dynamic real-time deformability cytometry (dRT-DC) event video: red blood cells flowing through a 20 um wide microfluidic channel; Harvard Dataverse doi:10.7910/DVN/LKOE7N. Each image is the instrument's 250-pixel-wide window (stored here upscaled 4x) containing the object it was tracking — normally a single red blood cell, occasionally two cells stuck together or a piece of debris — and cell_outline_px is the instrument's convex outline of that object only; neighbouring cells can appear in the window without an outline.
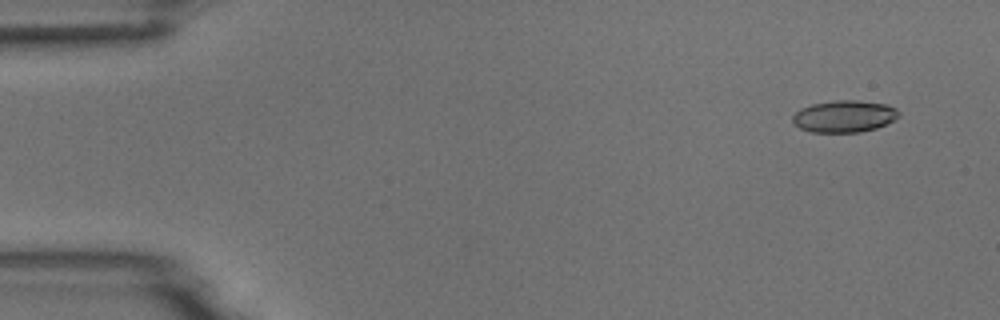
{"species": "common noctule bat (a hibernating species)", "species_latin": "Nyctalus noctula", "temperature_condition": "room temperature", "stored_images_in_passage": 6, "camera_frame_rate_fps": 3000, "um_per_image_px": 0.085, "animal": {"sex": "male", "body_mass_g": 18.8}, "frame": {"image": 1, "passage_image": 1, "time_ms": 0.0, "image_size_px": [1000, 320], "cell_outline_px": [[900, 116], [876, 128], [860, 132], [812, 132], [800, 128], [792, 120], [792, 116], [800, 108], [812, 104], [836, 100], [856, 100], [888, 104], [896, 108], [900, 112]], "centroid_in_image_um": [71.77, 9.88], "position_along_channel_um": 13.2, "area_um2": 19.71}}
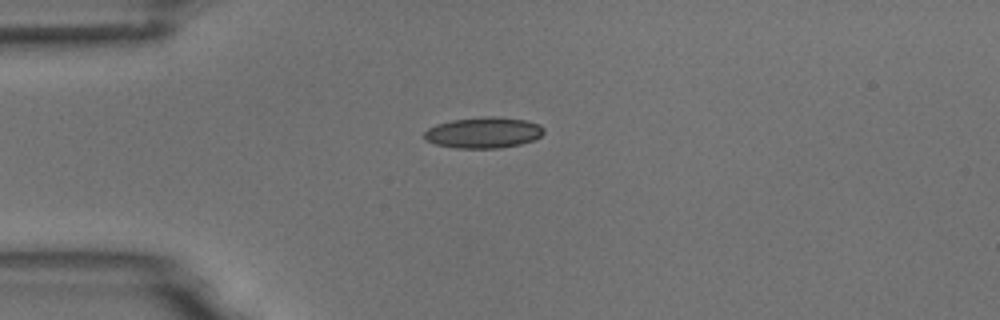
{"frame": {"image": 2, "passage_image": 4, "time_ms": 3.333, "image_size_px": [1000, 320], "cell_outline_px": [[544, 132], [540, 136], [532, 140], [520, 144], [500, 148], [456, 148], [436, 144], [424, 140], [424, 132], [428, 128], [436, 124], [452, 120], [484, 116], [496, 116], [524, 120], [540, 124], [544, 128]], "centroid_in_image_um": [41.08, 11.27], "position_along_channel_um": 43.9, "area_um2": 21.62}}
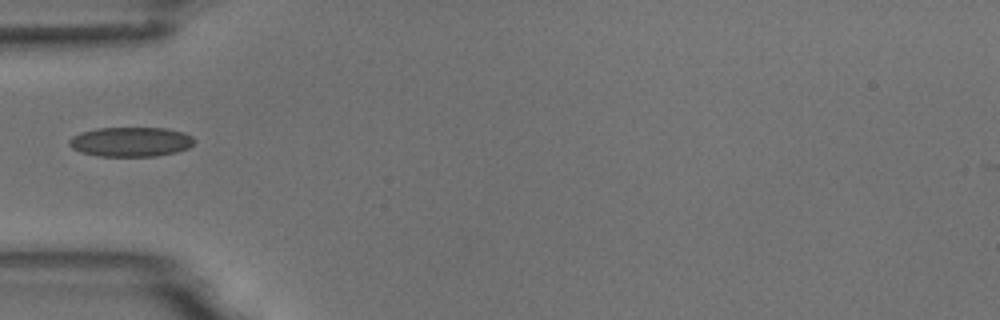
{"frame": {"image": 3, "passage_image": 5, "time_ms": 4.667, "image_size_px": [1000, 320], "cell_outline_px": [[196, 140], [188, 148], [176, 152], [156, 156], [96, 156], [80, 152], [72, 148], [68, 144], [68, 140], [72, 136], [80, 132], [96, 128], [164, 128], [184, 132], [192, 136]], "centroid_in_image_um": [11.09, 12.05], "position_along_channel_um": 73.9, "area_um2": 21.73}}